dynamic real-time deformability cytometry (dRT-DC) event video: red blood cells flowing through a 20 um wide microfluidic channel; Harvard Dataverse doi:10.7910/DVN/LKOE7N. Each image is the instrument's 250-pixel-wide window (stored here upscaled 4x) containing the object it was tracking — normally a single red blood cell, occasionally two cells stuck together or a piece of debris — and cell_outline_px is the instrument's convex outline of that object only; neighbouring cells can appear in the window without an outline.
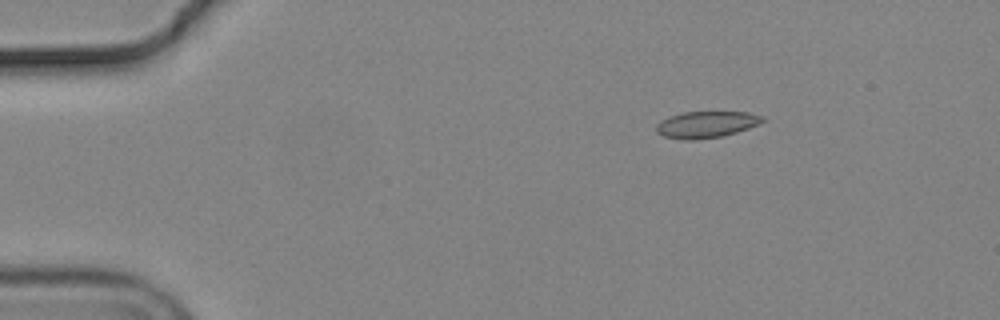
{"species": "common noctule bat (a hibernating species)", "species_latin": "Nyctalus noctula", "temperature_condition": "cold", "stored_images_in_passage": 9, "camera_frame_rate_fps": 3000, "um_per_image_px": 0.085, "animal": {"sex": "male", "body_mass_g": 19.2, "forearm_length_mm": 51.8}, "frame": {"image": 1, "passage_image": 2, "time_ms": 0.333, "image_size_px": [1000, 320], "cell_outline_px": [[768, 120], [760, 124], [724, 136], [692, 140], [684, 140], [664, 136], [656, 132], [656, 124], [660, 120], [668, 116], [684, 112], [748, 112], [764, 116]], "centroid_in_image_um": [60.06, 10.58], "position_along_channel_um": 24.9, "area_um2": 16.65}}